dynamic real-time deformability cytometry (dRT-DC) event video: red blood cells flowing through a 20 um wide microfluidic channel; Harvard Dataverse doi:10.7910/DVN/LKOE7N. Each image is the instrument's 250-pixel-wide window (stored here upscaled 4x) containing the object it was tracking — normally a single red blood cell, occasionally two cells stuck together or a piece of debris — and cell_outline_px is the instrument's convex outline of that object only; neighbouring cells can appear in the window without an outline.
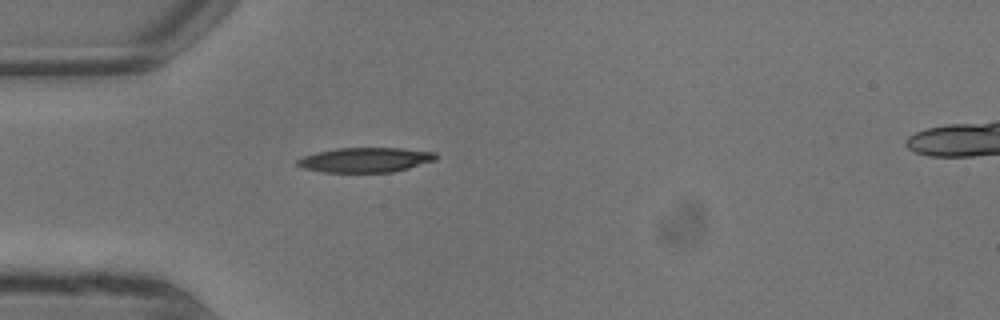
{"species": "common noctule bat (a hibernating species)", "species_latin": "Nyctalus noctula", "temperature_condition": "warm", "stored_images_in_passage": 1, "camera_frame_rate_fps": 3000, "um_per_image_px": 0.085, "animal": {"sex": "male", "body_mass_g": 13.3}, "frame": {"image": 1, "passage_image": 1, "time_ms": 0.0, "image_size_px": [1000, 320], "cell_outline_px": [[436, 160], [408, 168], [392, 172], [324, 172], [300, 168], [296, 164], [296, 160], [304, 156], [316, 152], [336, 148], [400, 148], [436, 152]], "centroid_in_image_um": [31.02, 13.59], "position_along_channel_um": 54.0, "area_um2": 20.0}}